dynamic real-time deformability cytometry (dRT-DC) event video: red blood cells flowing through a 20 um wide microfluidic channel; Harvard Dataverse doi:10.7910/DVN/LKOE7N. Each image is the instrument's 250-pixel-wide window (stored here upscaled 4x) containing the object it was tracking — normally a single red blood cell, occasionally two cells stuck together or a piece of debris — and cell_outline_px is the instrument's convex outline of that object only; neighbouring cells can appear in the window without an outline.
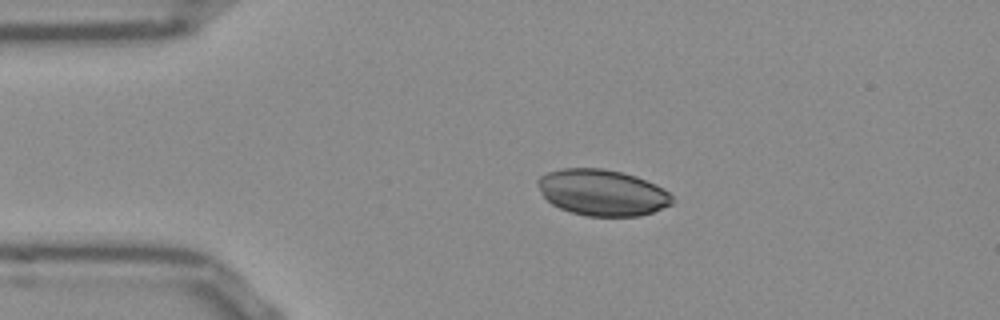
{"species": "Egyptian fruit bat (a non-hibernating species)", "species_latin": "Rousettus aegyptiacus", "temperature_condition": "room temperature", "stored_images_in_passage": 43, "camera_frame_rate_fps": 3000, "um_per_image_px": 0.085, "frame": {"image": 1, "passage_image": 1, "time_ms": 0.0, "image_size_px": [1000, 320], "cell_outline_px": [[676, 200], [672, 204], [652, 212], [640, 216], [588, 216], [572, 212], [560, 208], [552, 204], [540, 192], [536, 184], [536, 180], [540, 176], [548, 172], [560, 168], [600, 168], [620, 172], [636, 176], [656, 184], [668, 192]], "centroid_in_image_um": [51.19, 16.36], "position_along_channel_um": 33.8, "area_um2": 36.24}}
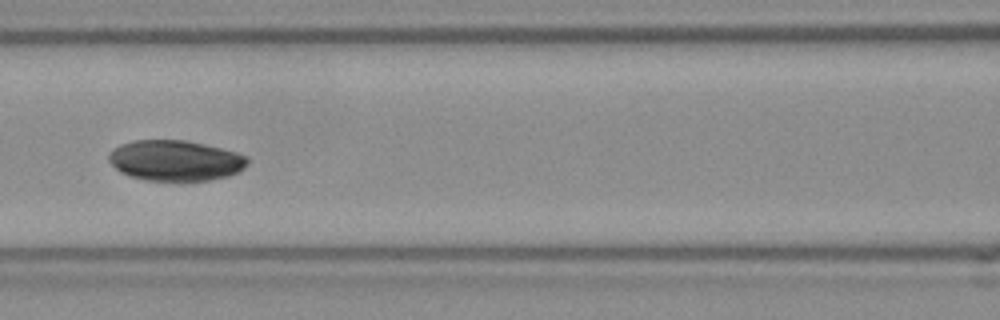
{"frame": {"image": 2, "passage_image": 13, "time_ms": 4.0, "image_size_px": [1000, 320], "cell_outline_px": [[248, 164], [240, 172], [228, 176], [208, 180], [144, 180], [128, 176], [120, 172], [108, 160], [108, 156], [112, 148], [120, 144], [136, 140], [188, 140], [236, 152], [248, 156]], "centroid_in_image_um": [14.9, 13.64], "position_along_channel_um": 151.7, "area_um2": 32.95}}
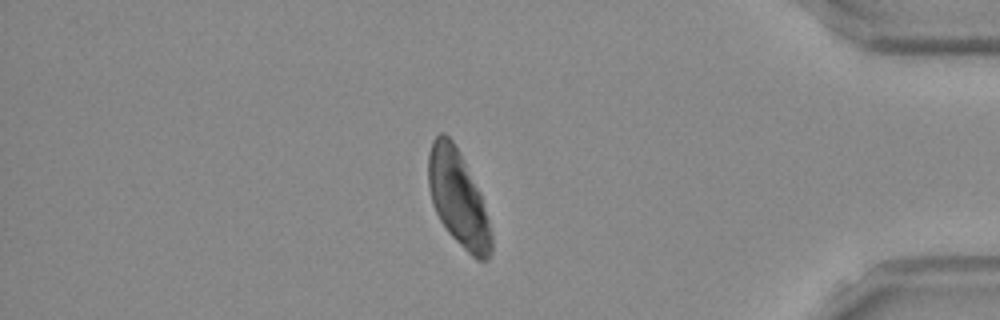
{"frame": {"image": 3, "passage_image": 35, "time_ms": 11.333, "image_size_px": [1000, 320], "cell_outline_px": [[492, 252], [488, 260], [476, 260], [448, 232], [440, 220], [432, 204], [428, 184], [428, 152], [432, 140], [440, 132], [444, 132], [452, 140], [460, 152], [480, 192], [492, 236]], "centroid_in_image_um": [38.92, 16.84], "position_along_channel_um": 396.3, "area_um2": 35.03}}